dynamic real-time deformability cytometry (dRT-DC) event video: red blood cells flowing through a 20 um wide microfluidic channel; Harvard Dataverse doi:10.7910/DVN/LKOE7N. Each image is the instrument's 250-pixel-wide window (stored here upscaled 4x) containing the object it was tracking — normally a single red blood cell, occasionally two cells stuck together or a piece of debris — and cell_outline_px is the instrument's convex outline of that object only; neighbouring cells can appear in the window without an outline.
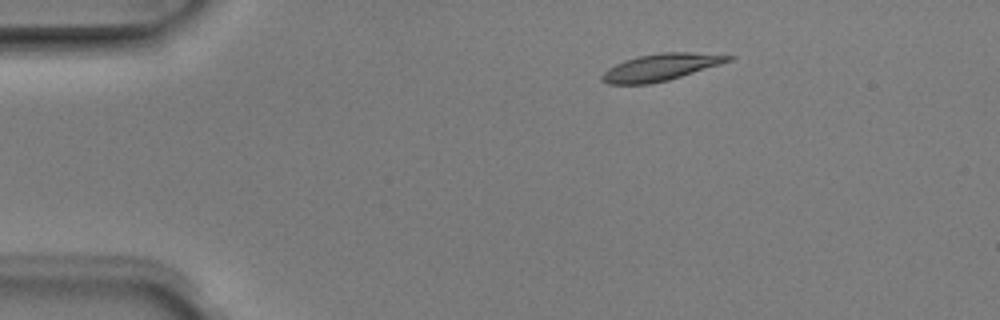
{"species": "Egyptian fruit bat (a non-hibernating species)", "species_latin": "Rousettus aegyptiacus", "temperature_condition": "room temperature", "stored_images_in_passage": 2, "camera_frame_rate_fps": 3000, "um_per_image_px": 0.085, "animal": {"sex": "male"}, "frame": {"image": 1, "passage_image": 2, "time_ms": 0.333, "image_size_px": [1000, 320], "cell_outline_px": [[736, 56], [732, 60], [720, 64], [668, 80], [648, 84], [608, 84], [600, 80], [600, 76], [608, 68], [624, 60], [640, 56], [660, 52], [692, 52]], "centroid_in_image_um": [56.14, 5.71], "position_along_channel_um": 28.9, "area_um2": 19.71}}